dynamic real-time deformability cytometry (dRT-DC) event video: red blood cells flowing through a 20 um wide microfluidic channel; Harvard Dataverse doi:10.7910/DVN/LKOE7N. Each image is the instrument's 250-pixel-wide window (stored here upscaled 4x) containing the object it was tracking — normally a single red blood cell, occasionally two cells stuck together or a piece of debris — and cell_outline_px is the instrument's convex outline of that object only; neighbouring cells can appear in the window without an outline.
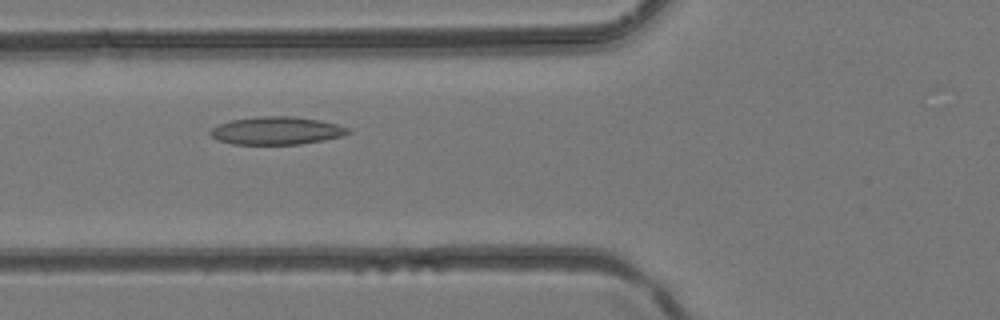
{"species": "common noctule bat (a hibernating species)", "species_latin": "Nyctalus noctula", "temperature_condition": "room temperature", "stored_images_in_passage": 35, "camera_frame_rate_fps": 3000, "um_per_image_px": 0.085, "animal": {"sex": "female", "body_mass_g": 24.6, "forearm_length_mm": 56.2}, "frame": {"image": 1, "passage_image": 9, "time_ms": 2.667, "image_size_px": [1000, 320], "cell_outline_px": [[352, 132], [344, 136], [324, 140], [300, 144], [232, 144], [220, 140], [212, 136], [208, 132], [212, 128], [220, 124], [232, 120], [264, 116], [292, 116], [320, 120], [336, 124], [348, 128]], "centroid_in_image_um": [23.55, 11.11], "position_along_channel_um": 102.2, "area_um2": 22.2}}
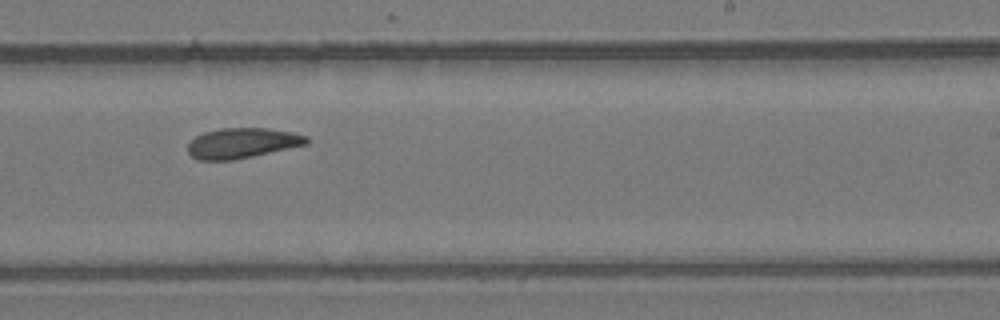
{"frame": {"image": 2, "passage_image": 19, "time_ms": 6.0, "image_size_px": [1000, 320], "cell_outline_px": [[308, 144], [252, 156], [232, 160], [200, 160], [192, 156], [188, 152], [188, 144], [196, 136], [204, 132], [220, 128], [268, 128], [292, 132], [308, 136]], "centroid_in_image_um": [20.59, 12.15], "position_along_channel_um": 268.4, "area_um2": 20.81}}
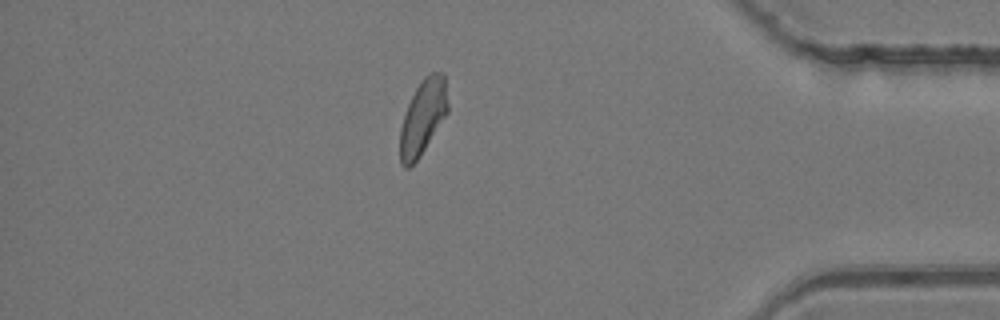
{"frame": {"image": 3, "passage_image": 29, "time_ms": 9.333, "image_size_px": [1000, 320], "cell_outline_px": [[448, 112], [420, 156], [408, 168], [404, 168], [400, 164], [400, 128], [408, 104], [416, 88], [424, 76], [432, 72], [444, 72], [448, 104]], "centroid_in_image_um": [35.95, 9.95], "position_along_channel_um": 399.3, "area_um2": 20.75}}